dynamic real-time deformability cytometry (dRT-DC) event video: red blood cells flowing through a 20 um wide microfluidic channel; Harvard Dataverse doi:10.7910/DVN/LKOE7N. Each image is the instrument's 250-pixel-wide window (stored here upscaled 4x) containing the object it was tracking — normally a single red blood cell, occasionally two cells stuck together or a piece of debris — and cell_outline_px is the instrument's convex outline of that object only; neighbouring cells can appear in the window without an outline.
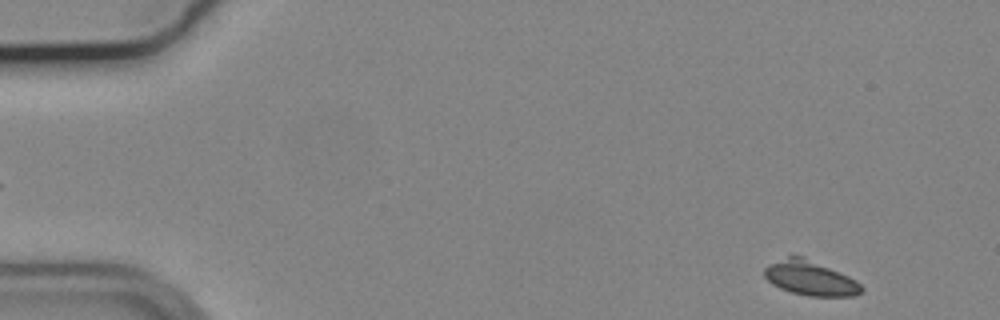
{"species": "common noctule bat (a hibernating species)", "species_latin": "Nyctalus noctula", "temperature_condition": "cold", "stored_images_in_passage": 53, "camera_frame_rate_fps": 3000, "um_per_image_px": 0.085, "animal": {"sex": "male", "body_mass_g": 19.2, "forearm_length_mm": 51.8}, "frame": {"image": 1, "passage_image": 2, "time_ms": 0.333, "image_size_px": [1000, 320], "cell_outline_px": [[864, 288], [860, 292], [852, 296], [808, 296], [792, 292], [780, 288], [772, 284], [764, 276], [764, 268], [768, 264], [788, 256], [804, 256], [848, 276], [856, 280]], "centroid_in_image_um": [68.85, 23.63], "position_along_channel_um": 16.2, "area_um2": 19.42}}
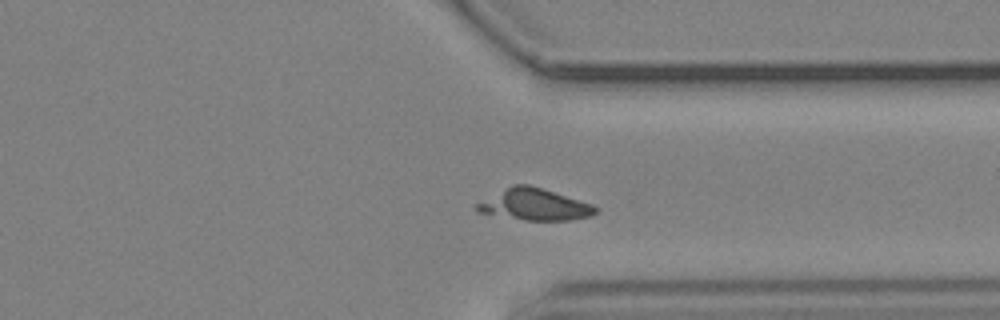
{"frame": {"image": 2, "passage_image": 40, "time_ms": 13.0, "image_size_px": [1000, 320], "cell_outline_px": [[600, 208], [592, 216], [572, 220], [524, 220], [476, 212], [476, 204], [512, 184], [528, 184], [592, 204]], "centroid_in_image_um": [45.45, 17.4], "position_along_channel_um": 366.0, "area_um2": 21.62}}
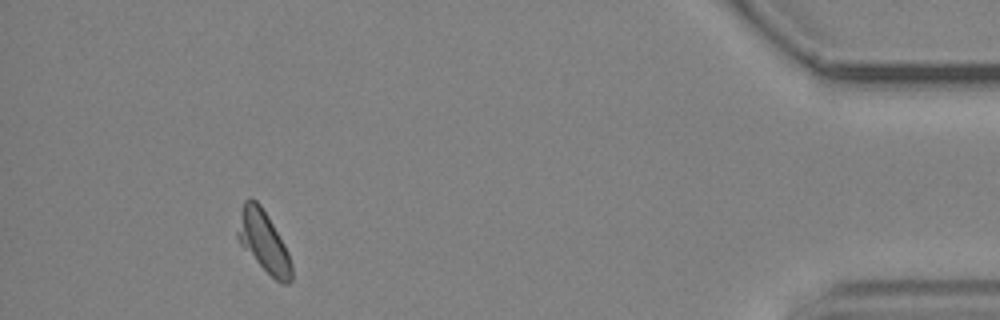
{"frame": {"image": 3, "passage_image": 49, "time_ms": 16.0, "image_size_px": [1000, 320], "cell_outline_px": [[292, 280], [288, 284], [284, 284], [276, 280], [240, 244], [236, 236], [236, 232], [240, 212], [244, 200], [248, 196], [252, 196], [260, 204], [268, 216], [284, 244], [288, 252], [292, 264]], "centroid_in_image_um": [22.39, 20.48], "position_along_channel_um": 412.8, "area_um2": 19.07}}